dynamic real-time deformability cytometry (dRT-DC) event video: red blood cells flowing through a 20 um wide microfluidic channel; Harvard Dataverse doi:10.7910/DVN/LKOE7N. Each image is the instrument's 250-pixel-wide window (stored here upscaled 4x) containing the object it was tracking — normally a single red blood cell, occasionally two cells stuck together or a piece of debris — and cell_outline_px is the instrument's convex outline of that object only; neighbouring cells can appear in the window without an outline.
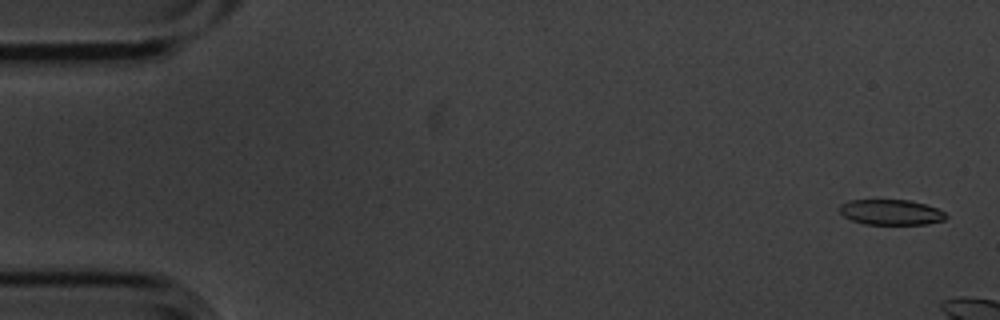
{"species": "common noctule bat (a hibernating species)", "species_latin": "Nyctalus noctula", "temperature_condition": "cold", "stored_images_in_passage": 5, "segment_of_instrument_passage": [2, 2], "camera_frame_rate_fps": 3000, "um_per_image_px": 0.085, "animal": {"sex": "male", "body_mass_g": 20.1, "forearm_length_mm": 53.5}, "frame": {"image": 1, "passage_image": 5, "time_ms": 1.333, "image_size_px": [1000, 320], "cell_outline_px": [[948, 216], [944, 220], [928, 224], [864, 224], [852, 220], [844, 216], [840, 212], [840, 204], [848, 200], [908, 200], [924, 204], [936, 208], [944, 212]], "centroid_in_image_um": [75.73, 18.04], "position_along_channel_um": 9.3, "area_um2": 15.66}}